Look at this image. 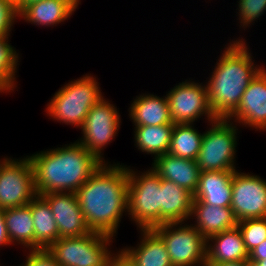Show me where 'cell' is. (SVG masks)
<instances>
[{
	"label": "cell",
	"instance_id": "d6a6232c",
	"mask_svg": "<svg viewBox=\"0 0 266 266\" xmlns=\"http://www.w3.org/2000/svg\"><path fill=\"white\" fill-rule=\"evenodd\" d=\"M107 266H134L130 260L118 249L110 258Z\"/></svg>",
	"mask_w": 266,
	"mask_h": 266
},
{
	"label": "cell",
	"instance_id": "1f68e13d",
	"mask_svg": "<svg viewBox=\"0 0 266 266\" xmlns=\"http://www.w3.org/2000/svg\"><path fill=\"white\" fill-rule=\"evenodd\" d=\"M11 245L12 244L9 241L7 227L4 220V210L0 209V250H2L3 247L10 248L12 247Z\"/></svg>",
	"mask_w": 266,
	"mask_h": 266
},
{
	"label": "cell",
	"instance_id": "277c9868",
	"mask_svg": "<svg viewBox=\"0 0 266 266\" xmlns=\"http://www.w3.org/2000/svg\"><path fill=\"white\" fill-rule=\"evenodd\" d=\"M98 80L93 73H84L64 83L47 101L45 115L56 123L79 130L90 109L105 96Z\"/></svg>",
	"mask_w": 266,
	"mask_h": 266
},
{
	"label": "cell",
	"instance_id": "d590c367",
	"mask_svg": "<svg viewBox=\"0 0 266 266\" xmlns=\"http://www.w3.org/2000/svg\"><path fill=\"white\" fill-rule=\"evenodd\" d=\"M252 266H266V259L260 261H249Z\"/></svg>",
	"mask_w": 266,
	"mask_h": 266
},
{
	"label": "cell",
	"instance_id": "5b68a950",
	"mask_svg": "<svg viewBox=\"0 0 266 266\" xmlns=\"http://www.w3.org/2000/svg\"><path fill=\"white\" fill-rule=\"evenodd\" d=\"M134 168V169H133ZM128 218L137 229L161 225V178L151 167L138 170L127 165Z\"/></svg>",
	"mask_w": 266,
	"mask_h": 266
},
{
	"label": "cell",
	"instance_id": "7c38bea8",
	"mask_svg": "<svg viewBox=\"0 0 266 266\" xmlns=\"http://www.w3.org/2000/svg\"><path fill=\"white\" fill-rule=\"evenodd\" d=\"M234 171L231 209L237 222L266 218V179L252 172Z\"/></svg>",
	"mask_w": 266,
	"mask_h": 266
},
{
	"label": "cell",
	"instance_id": "5bb4252c",
	"mask_svg": "<svg viewBox=\"0 0 266 266\" xmlns=\"http://www.w3.org/2000/svg\"><path fill=\"white\" fill-rule=\"evenodd\" d=\"M48 202L59 230V238L84 236L91 233L79 206L76 193L41 194Z\"/></svg>",
	"mask_w": 266,
	"mask_h": 266
},
{
	"label": "cell",
	"instance_id": "7a4b0ae2",
	"mask_svg": "<svg viewBox=\"0 0 266 266\" xmlns=\"http://www.w3.org/2000/svg\"><path fill=\"white\" fill-rule=\"evenodd\" d=\"M239 35L221 46L223 48L220 50H223L216 57L214 66H211L209 77L204 80L208 105L215 118L227 119L238 108L244 91L264 67L254 59L247 38Z\"/></svg>",
	"mask_w": 266,
	"mask_h": 266
},
{
	"label": "cell",
	"instance_id": "f35d334b",
	"mask_svg": "<svg viewBox=\"0 0 266 266\" xmlns=\"http://www.w3.org/2000/svg\"><path fill=\"white\" fill-rule=\"evenodd\" d=\"M4 95V94H6L1 88H0V95Z\"/></svg>",
	"mask_w": 266,
	"mask_h": 266
},
{
	"label": "cell",
	"instance_id": "ac0fdd59",
	"mask_svg": "<svg viewBox=\"0 0 266 266\" xmlns=\"http://www.w3.org/2000/svg\"><path fill=\"white\" fill-rule=\"evenodd\" d=\"M151 163V169L154 170L160 178L172 181L178 186L186 188L193 194L197 191L201 171L196 160L165 153L156 157Z\"/></svg>",
	"mask_w": 266,
	"mask_h": 266
},
{
	"label": "cell",
	"instance_id": "d6986e66",
	"mask_svg": "<svg viewBox=\"0 0 266 266\" xmlns=\"http://www.w3.org/2000/svg\"><path fill=\"white\" fill-rule=\"evenodd\" d=\"M189 222L206 240L237 226L231 207L209 205L200 200H193Z\"/></svg>",
	"mask_w": 266,
	"mask_h": 266
},
{
	"label": "cell",
	"instance_id": "9a60e30c",
	"mask_svg": "<svg viewBox=\"0 0 266 266\" xmlns=\"http://www.w3.org/2000/svg\"><path fill=\"white\" fill-rule=\"evenodd\" d=\"M81 0H40L26 4L19 12V21L32 26L54 28L70 20ZM23 20V21H21Z\"/></svg>",
	"mask_w": 266,
	"mask_h": 266
},
{
	"label": "cell",
	"instance_id": "4fadbf2b",
	"mask_svg": "<svg viewBox=\"0 0 266 266\" xmlns=\"http://www.w3.org/2000/svg\"><path fill=\"white\" fill-rule=\"evenodd\" d=\"M266 65L251 80L238 108L227 118L239 127L266 131Z\"/></svg>",
	"mask_w": 266,
	"mask_h": 266
},
{
	"label": "cell",
	"instance_id": "7402d4cb",
	"mask_svg": "<svg viewBox=\"0 0 266 266\" xmlns=\"http://www.w3.org/2000/svg\"><path fill=\"white\" fill-rule=\"evenodd\" d=\"M248 258L249 253L237 226L207 239L206 264L241 261Z\"/></svg>",
	"mask_w": 266,
	"mask_h": 266
},
{
	"label": "cell",
	"instance_id": "e0dca14e",
	"mask_svg": "<svg viewBox=\"0 0 266 266\" xmlns=\"http://www.w3.org/2000/svg\"><path fill=\"white\" fill-rule=\"evenodd\" d=\"M161 96V97H160ZM127 108L129 121L132 126H156L174 124L170 115L166 94L159 95L151 92H142L130 101Z\"/></svg>",
	"mask_w": 266,
	"mask_h": 266
},
{
	"label": "cell",
	"instance_id": "f1b7e54d",
	"mask_svg": "<svg viewBox=\"0 0 266 266\" xmlns=\"http://www.w3.org/2000/svg\"><path fill=\"white\" fill-rule=\"evenodd\" d=\"M248 253L266 240V218L245 219L237 222Z\"/></svg>",
	"mask_w": 266,
	"mask_h": 266
},
{
	"label": "cell",
	"instance_id": "cb8c5ba5",
	"mask_svg": "<svg viewBox=\"0 0 266 266\" xmlns=\"http://www.w3.org/2000/svg\"><path fill=\"white\" fill-rule=\"evenodd\" d=\"M174 124L156 126H134V148L140 153L150 155L154 160L162 154L168 153Z\"/></svg>",
	"mask_w": 266,
	"mask_h": 266
},
{
	"label": "cell",
	"instance_id": "6da1fadb",
	"mask_svg": "<svg viewBox=\"0 0 266 266\" xmlns=\"http://www.w3.org/2000/svg\"><path fill=\"white\" fill-rule=\"evenodd\" d=\"M76 195L91 232L117 238L120 223L128 216L127 165L102 163Z\"/></svg>",
	"mask_w": 266,
	"mask_h": 266
},
{
	"label": "cell",
	"instance_id": "74e56055",
	"mask_svg": "<svg viewBox=\"0 0 266 266\" xmlns=\"http://www.w3.org/2000/svg\"><path fill=\"white\" fill-rule=\"evenodd\" d=\"M0 157H2V158H0V165H1L8 156L6 155L3 157V155H2Z\"/></svg>",
	"mask_w": 266,
	"mask_h": 266
},
{
	"label": "cell",
	"instance_id": "d4e9b609",
	"mask_svg": "<svg viewBox=\"0 0 266 266\" xmlns=\"http://www.w3.org/2000/svg\"><path fill=\"white\" fill-rule=\"evenodd\" d=\"M34 221V249L48 248L59 239V230L48 202L37 195L31 201Z\"/></svg>",
	"mask_w": 266,
	"mask_h": 266
},
{
	"label": "cell",
	"instance_id": "44dd1931",
	"mask_svg": "<svg viewBox=\"0 0 266 266\" xmlns=\"http://www.w3.org/2000/svg\"><path fill=\"white\" fill-rule=\"evenodd\" d=\"M193 200L189 190L161 178V225L188 221Z\"/></svg>",
	"mask_w": 266,
	"mask_h": 266
},
{
	"label": "cell",
	"instance_id": "9c48e42d",
	"mask_svg": "<svg viewBox=\"0 0 266 266\" xmlns=\"http://www.w3.org/2000/svg\"><path fill=\"white\" fill-rule=\"evenodd\" d=\"M153 230L164 241L172 266H206L207 240L189 221L164 223Z\"/></svg>",
	"mask_w": 266,
	"mask_h": 266
},
{
	"label": "cell",
	"instance_id": "ffe728a7",
	"mask_svg": "<svg viewBox=\"0 0 266 266\" xmlns=\"http://www.w3.org/2000/svg\"><path fill=\"white\" fill-rule=\"evenodd\" d=\"M234 171H201L194 200L209 205L230 207Z\"/></svg>",
	"mask_w": 266,
	"mask_h": 266
},
{
	"label": "cell",
	"instance_id": "603a6c76",
	"mask_svg": "<svg viewBox=\"0 0 266 266\" xmlns=\"http://www.w3.org/2000/svg\"><path fill=\"white\" fill-rule=\"evenodd\" d=\"M4 220L8 238L12 246L23 250L34 249V221L32 220L31 201L21 207L4 210Z\"/></svg>",
	"mask_w": 266,
	"mask_h": 266
},
{
	"label": "cell",
	"instance_id": "8992f818",
	"mask_svg": "<svg viewBox=\"0 0 266 266\" xmlns=\"http://www.w3.org/2000/svg\"><path fill=\"white\" fill-rule=\"evenodd\" d=\"M206 125L196 159L200 171H237L241 127L224 118H216Z\"/></svg>",
	"mask_w": 266,
	"mask_h": 266
},
{
	"label": "cell",
	"instance_id": "4dcf8cb0",
	"mask_svg": "<svg viewBox=\"0 0 266 266\" xmlns=\"http://www.w3.org/2000/svg\"><path fill=\"white\" fill-rule=\"evenodd\" d=\"M23 262L18 266H59L47 248L23 250Z\"/></svg>",
	"mask_w": 266,
	"mask_h": 266
},
{
	"label": "cell",
	"instance_id": "f546056e",
	"mask_svg": "<svg viewBox=\"0 0 266 266\" xmlns=\"http://www.w3.org/2000/svg\"><path fill=\"white\" fill-rule=\"evenodd\" d=\"M17 22L19 14L16 5L10 0H0V37H12Z\"/></svg>",
	"mask_w": 266,
	"mask_h": 266
},
{
	"label": "cell",
	"instance_id": "484cf974",
	"mask_svg": "<svg viewBox=\"0 0 266 266\" xmlns=\"http://www.w3.org/2000/svg\"><path fill=\"white\" fill-rule=\"evenodd\" d=\"M196 126V123L174 124L168 153L173 156L196 160L204 134V131L198 130L199 127Z\"/></svg>",
	"mask_w": 266,
	"mask_h": 266
},
{
	"label": "cell",
	"instance_id": "836d02e7",
	"mask_svg": "<svg viewBox=\"0 0 266 266\" xmlns=\"http://www.w3.org/2000/svg\"><path fill=\"white\" fill-rule=\"evenodd\" d=\"M266 259V240L249 253L248 261H260Z\"/></svg>",
	"mask_w": 266,
	"mask_h": 266
},
{
	"label": "cell",
	"instance_id": "83f0119b",
	"mask_svg": "<svg viewBox=\"0 0 266 266\" xmlns=\"http://www.w3.org/2000/svg\"><path fill=\"white\" fill-rule=\"evenodd\" d=\"M235 5L237 6L235 16H238L236 21L240 33L252 28V25H255V22L258 23V20L260 22L262 16L266 14V0H238Z\"/></svg>",
	"mask_w": 266,
	"mask_h": 266
},
{
	"label": "cell",
	"instance_id": "4316f807",
	"mask_svg": "<svg viewBox=\"0 0 266 266\" xmlns=\"http://www.w3.org/2000/svg\"><path fill=\"white\" fill-rule=\"evenodd\" d=\"M12 37H0V88L7 94L13 95L18 91V70L21 53L12 46Z\"/></svg>",
	"mask_w": 266,
	"mask_h": 266
},
{
	"label": "cell",
	"instance_id": "3957f363",
	"mask_svg": "<svg viewBox=\"0 0 266 266\" xmlns=\"http://www.w3.org/2000/svg\"><path fill=\"white\" fill-rule=\"evenodd\" d=\"M37 195L76 191L102 163L77 140L27 155Z\"/></svg>",
	"mask_w": 266,
	"mask_h": 266
},
{
	"label": "cell",
	"instance_id": "8fae6325",
	"mask_svg": "<svg viewBox=\"0 0 266 266\" xmlns=\"http://www.w3.org/2000/svg\"><path fill=\"white\" fill-rule=\"evenodd\" d=\"M36 196L34 171L29 157L8 156L0 165V209L25 206Z\"/></svg>",
	"mask_w": 266,
	"mask_h": 266
},
{
	"label": "cell",
	"instance_id": "2e32d148",
	"mask_svg": "<svg viewBox=\"0 0 266 266\" xmlns=\"http://www.w3.org/2000/svg\"><path fill=\"white\" fill-rule=\"evenodd\" d=\"M136 245H123L118 249L134 266H172L162 238L153 229H136Z\"/></svg>",
	"mask_w": 266,
	"mask_h": 266
},
{
	"label": "cell",
	"instance_id": "52a82bcc",
	"mask_svg": "<svg viewBox=\"0 0 266 266\" xmlns=\"http://www.w3.org/2000/svg\"><path fill=\"white\" fill-rule=\"evenodd\" d=\"M114 242V237L91 232L84 236L59 238L47 249L59 266H107L118 250L114 248Z\"/></svg>",
	"mask_w": 266,
	"mask_h": 266
},
{
	"label": "cell",
	"instance_id": "8d00e7d4",
	"mask_svg": "<svg viewBox=\"0 0 266 266\" xmlns=\"http://www.w3.org/2000/svg\"><path fill=\"white\" fill-rule=\"evenodd\" d=\"M36 1H40V0H21V9L26 5L29 4L31 2H36Z\"/></svg>",
	"mask_w": 266,
	"mask_h": 266
},
{
	"label": "cell",
	"instance_id": "ba28073f",
	"mask_svg": "<svg viewBox=\"0 0 266 266\" xmlns=\"http://www.w3.org/2000/svg\"><path fill=\"white\" fill-rule=\"evenodd\" d=\"M116 103L104 96L88 112L81 137L77 141L93 154L101 163H120L105 160V149L115 141L122 125V118Z\"/></svg>",
	"mask_w": 266,
	"mask_h": 266
},
{
	"label": "cell",
	"instance_id": "30bf717a",
	"mask_svg": "<svg viewBox=\"0 0 266 266\" xmlns=\"http://www.w3.org/2000/svg\"><path fill=\"white\" fill-rule=\"evenodd\" d=\"M166 94L170 115L174 124H192L215 120L209 105L205 81L187 78L168 89ZM203 119V120H202Z\"/></svg>",
	"mask_w": 266,
	"mask_h": 266
},
{
	"label": "cell",
	"instance_id": "e575fe53",
	"mask_svg": "<svg viewBox=\"0 0 266 266\" xmlns=\"http://www.w3.org/2000/svg\"><path fill=\"white\" fill-rule=\"evenodd\" d=\"M206 266H252L248 260L206 264Z\"/></svg>",
	"mask_w": 266,
	"mask_h": 266
}]
</instances>
